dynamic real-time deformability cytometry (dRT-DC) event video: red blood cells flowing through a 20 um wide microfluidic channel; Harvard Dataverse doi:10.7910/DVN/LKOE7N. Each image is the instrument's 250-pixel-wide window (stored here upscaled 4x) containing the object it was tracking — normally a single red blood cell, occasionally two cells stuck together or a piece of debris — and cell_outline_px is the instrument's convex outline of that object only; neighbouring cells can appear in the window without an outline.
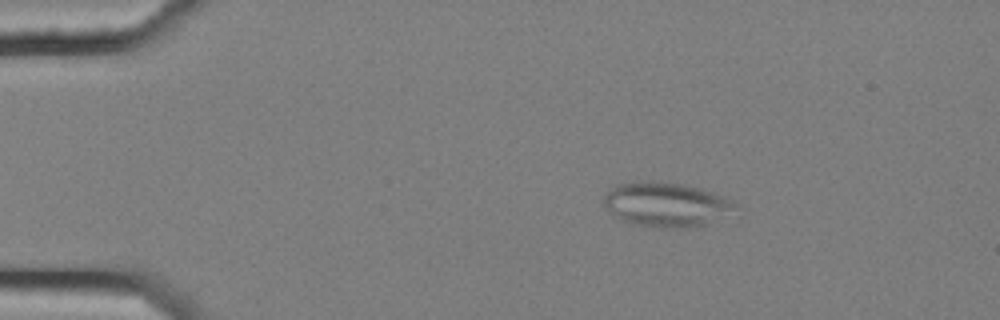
{"species": "common noctule bat (a hibernating species)", "species_latin": "Nyctalus noctula", "temperature_condition": "cold", "stored_images_in_passage": 5, "camera_frame_rate_fps": 3000, "um_per_image_px": 0.085, "animal": {"sex": "female", "body_mass_g": 25.1}, "frame": {"image": 1, "passage_image": 3, "time_ms": 0.667, "image_size_px": [1000, 320], "cell_outline_px": [[736, 204], [704, 224], [692, 228], [660, 228], [632, 224], [620, 220], [612, 216], [604, 204], [604, 196], [608, 188], [616, 184], [648, 180], [684, 184], [700, 188], [712, 192], [732, 200]], "centroid_in_image_um": [56.45, 17.37], "position_along_channel_um": 28.5, "area_um2": 33.64}}